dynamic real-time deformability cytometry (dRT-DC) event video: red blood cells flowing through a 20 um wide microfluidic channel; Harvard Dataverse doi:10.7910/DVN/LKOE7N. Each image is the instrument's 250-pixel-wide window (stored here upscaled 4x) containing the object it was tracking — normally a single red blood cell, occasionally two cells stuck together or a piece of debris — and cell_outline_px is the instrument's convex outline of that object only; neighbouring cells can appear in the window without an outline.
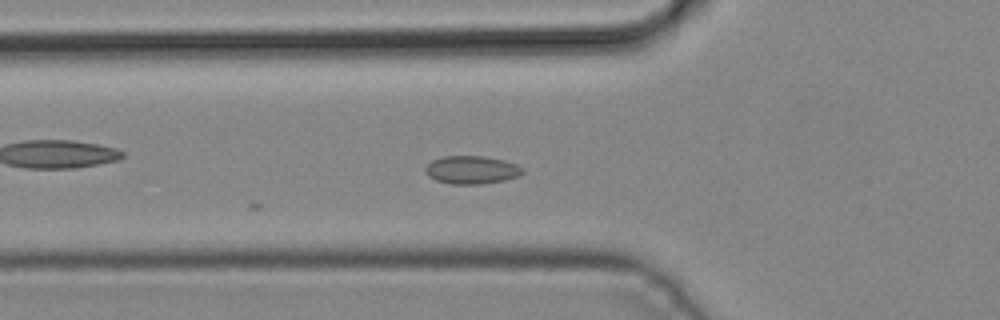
{"species": "common noctule bat (a hibernating species)", "species_latin": "Nyctalus noctula", "temperature_condition": "cold", "stored_images_in_passage": 4, "camera_frame_rate_fps": 3000, "um_per_image_px": 0.085, "animal": {"sex": "male", "body_mass_g": 19.2, "forearm_length_mm": 51.8}, "frame": {"image": 1, "passage_image": 4, "time_ms": 1.0, "image_size_px": [1000, 320], "cell_outline_px": [[524, 172], [520, 176], [504, 180], [480, 184], [452, 184], [436, 180], [428, 176], [424, 172], [424, 168], [432, 160], [444, 156], [484, 156], [504, 160], [516, 164], [524, 168]], "centroid_in_image_um": [40.1, 14.44], "position_along_channel_um": 85.7, "area_um2": 16.01}}